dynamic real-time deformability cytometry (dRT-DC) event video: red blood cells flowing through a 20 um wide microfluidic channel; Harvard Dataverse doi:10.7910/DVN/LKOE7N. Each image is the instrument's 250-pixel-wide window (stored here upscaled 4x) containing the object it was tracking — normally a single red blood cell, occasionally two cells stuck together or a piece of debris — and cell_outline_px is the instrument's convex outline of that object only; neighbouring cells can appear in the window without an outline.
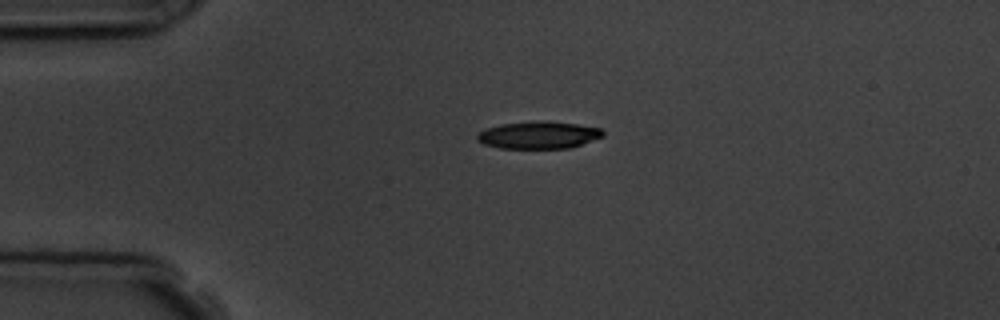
{"species": "common noctule bat (a hibernating species)", "species_latin": "Nyctalus noctula", "temperature_condition": "room temperature", "stored_images_in_passage": 5, "camera_frame_rate_fps": 3000, "um_per_image_px": 0.085, "animal": {"sex": "male", "body_mass_g": 19.5, "forearm_length_mm": 54.6}, "frame": {"image": 1, "passage_image": 5, "time_ms": 6.333, "image_size_px": [1000, 320], "cell_outline_px": [[604, 136], [568, 148], [500, 148], [484, 144], [476, 140], [476, 136], [484, 128], [500, 124], [540, 120], [548, 120], [576, 124], [600, 128], [604, 132]], "centroid_in_image_um": [45.74, 11.46], "position_along_channel_um": 39.3, "area_um2": 20.06}}